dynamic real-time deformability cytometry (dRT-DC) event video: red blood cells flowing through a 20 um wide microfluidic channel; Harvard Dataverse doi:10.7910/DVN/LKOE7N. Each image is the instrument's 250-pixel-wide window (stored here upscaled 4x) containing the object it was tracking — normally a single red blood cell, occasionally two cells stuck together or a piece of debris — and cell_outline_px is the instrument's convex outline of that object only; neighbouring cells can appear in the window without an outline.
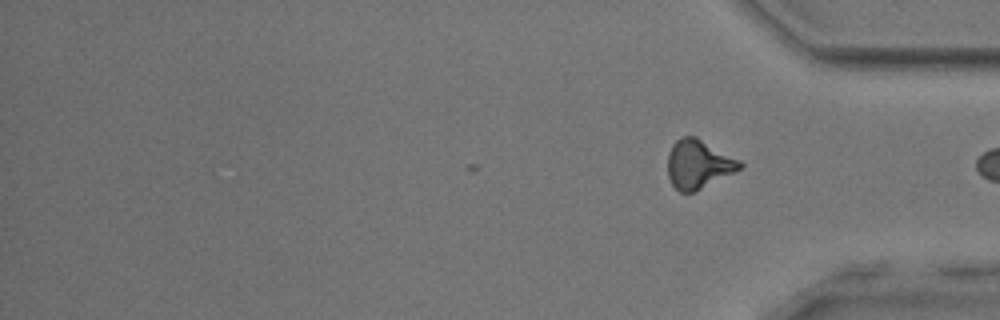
{"species": "common noctule bat (a hibernating species)", "species_latin": "Nyctalus noctula", "temperature_condition": "room temperature", "stored_images_in_passage": 39, "camera_frame_rate_fps": 3000, "um_per_image_px": 0.085, "animal": {"sex": "male", "body_mass_g": 17.9, "forearm_length_mm": 54.2}, "frame": {"image": 1, "passage_image": 39, "time_ms": 12.667, "image_size_px": [1000, 320], "cell_outline_px": [[744, 168], [692, 192], [680, 192], [672, 184], [668, 176], [668, 152], [672, 144], [680, 136], [696, 136], [740, 160], [744, 164]], "centroid_in_image_um": [59.37, 13.93], "position_along_channel_um": 375.8, "area_um2": 20.52}, "authors_computed_cell_mechanics": {"area_um2": 20.519, "velocity_mm_per_s": 3.8738, "shape_relaxation_time_tau1_ms": 4.1127, "shape_relaxation_time_tau2_ms": 2.392, "deformation_change_tau1": 0.1656, "deformation_change_tau2": 0.1387}}